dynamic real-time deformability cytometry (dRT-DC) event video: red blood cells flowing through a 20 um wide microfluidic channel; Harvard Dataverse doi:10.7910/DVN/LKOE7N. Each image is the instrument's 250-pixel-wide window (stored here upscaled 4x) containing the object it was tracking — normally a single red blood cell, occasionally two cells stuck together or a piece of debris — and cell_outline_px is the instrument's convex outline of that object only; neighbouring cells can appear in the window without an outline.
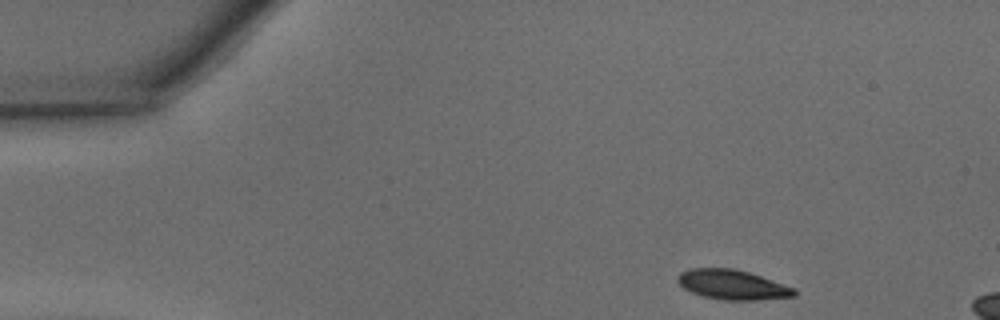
{"species": "common noctule bat (a hibernating species)", "species_latin": "Nyctalus noctula", "temperature_condition": "warm", "stored_images_in_passage": 8, "camera_frame_rate_fps": 3000, "um_per_image_px": 0.085, "animal": {"sex": "male", "body_mass_g": 15.6}, "frame": {"image": 1, "passage_image": 1, "time_ms": 0.0, "image_size_px": [1000, 320], "cell_outline_px": [[796, 296], [752, 300], [724, 300], [704, 296], [692, 292], [684, 288], [676, 280], [676, 276], [680, 272], [688, 268], [736, 268], [796, 288]], "centroid_in_image_um": [62.23, 24.18], "position_along_channel_um": 22.8, "area_um2": 20.17}}